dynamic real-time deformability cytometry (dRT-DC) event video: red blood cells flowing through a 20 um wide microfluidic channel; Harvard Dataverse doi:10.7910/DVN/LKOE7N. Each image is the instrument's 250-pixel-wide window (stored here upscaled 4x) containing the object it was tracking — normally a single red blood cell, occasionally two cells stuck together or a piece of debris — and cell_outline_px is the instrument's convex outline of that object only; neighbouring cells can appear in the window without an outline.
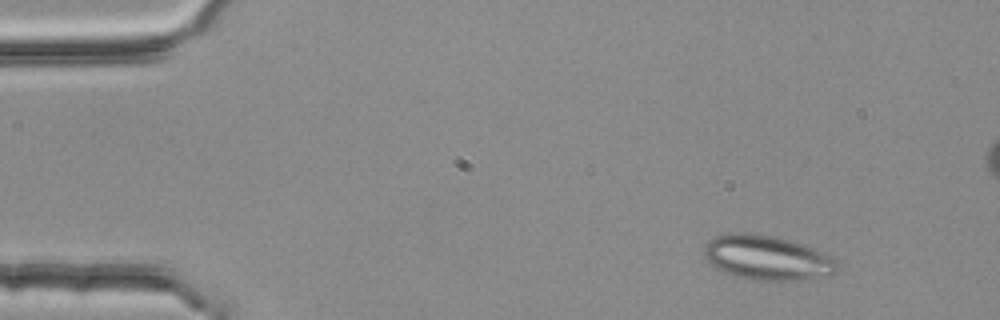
{"species": "common noctule bat (a hibernating species)", "species_latin": "Nyctalus noctula", "temperature_condition": "room temperature", "stored_images_in_passage": 5, "camera_frame_rate_fps": 3000, "um_per_image_px": 0.085, "animal": {"sex": "female", "body_mass_g": 25.1}, "frame": {"image": 1, "passage_image": 2, "time_ms": 0.333, "image_size_px": [1000, 320], "cell_outline_px": [[840, 264], [836, 272], [832, 276], [800, 280], [752, 280], [736, 276], [724, 272], [716, 268], [704, 256], [704, 244], [708, 240], [716, 236], [736, 232], [748, 232], [772, 236], [804, 244], [832, 256]], "centroid_in_image_um": [65.25, 21.91], "position_along_channel_um": 19.8, "area_um2": 34.91}}